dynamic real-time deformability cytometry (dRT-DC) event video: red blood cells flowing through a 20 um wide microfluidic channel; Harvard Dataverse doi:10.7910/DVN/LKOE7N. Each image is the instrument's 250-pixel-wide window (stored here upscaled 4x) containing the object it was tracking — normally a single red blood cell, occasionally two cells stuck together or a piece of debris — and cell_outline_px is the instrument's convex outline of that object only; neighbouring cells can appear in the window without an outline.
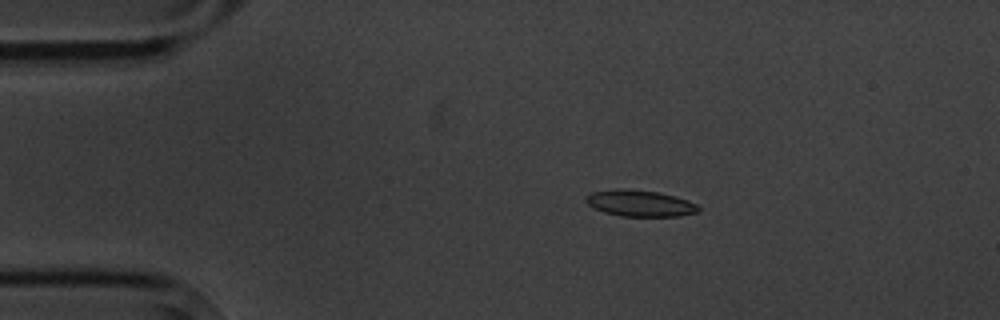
{"species": "common noctule bat (a hibernating species)", "species_latin": "Nyctalus noctula", "temperature_condition": "cold", "stored_images_in_passage": 3, "camera_frame_rate_fps": 3000, "um_per_image_px": 0.085, "animal": {"sex": "male", "body_mass_g": 20.1, "forearm_length_mm": 53.5}, "frame": {"image": 1, "passage_image": 2, "time_ms": 1.333, "image_size_px": [1000, 320], "cell_outline_px": [[700, 208], [696, 212], [680, 216], [620, 216], [604, 212], [592, 208], [584, 200], [584, 196], [588, 192], [612, 188], [620, 188], [656, 192], [676, 196], [688, 200], [696, 204]], "centroid_in_image_um": [54.31, 17.26], "position_along_channel_um": 30.7, "area_um2": 17.51}}